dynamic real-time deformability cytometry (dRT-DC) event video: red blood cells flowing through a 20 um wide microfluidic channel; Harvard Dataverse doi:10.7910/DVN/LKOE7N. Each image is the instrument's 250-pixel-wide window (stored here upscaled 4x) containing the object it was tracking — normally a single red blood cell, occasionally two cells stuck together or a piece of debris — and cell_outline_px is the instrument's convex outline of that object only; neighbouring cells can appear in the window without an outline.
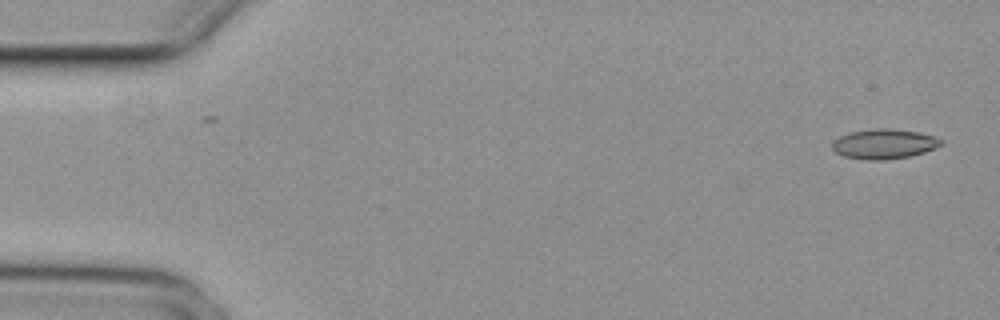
{"species": "common noctule bat (a hibernating species)", "species_latin": "Nyctalus noctula", "temperature_condition": "cold", "stored_images_in_passage": 3, "camera_frame_rate_fps": 3000, "um_per_image_px": 0.085, "animal": {"sex": "female", "body_mass_g": 29.2, "forearm_length_mm": 56.3}, "frame": {"image": 1, "passage_image": 1, "time_ms": 0.0, "image_size_px": [1000, 320], "cell_outline_px": [[944, 144], [936, 148], [924, 152], [908, 156], [884, 160], [868, 160], [844, 156], [836, 152], [832, 148], [832, 140], [848, 132], [872, 128], [888, 128], [916, 132], [932, 136], [944, 140]], "centroid_in_image_um": [75.13, 12.23], "position_along_channel_um": 9.9, "area_um2": 18.96}}